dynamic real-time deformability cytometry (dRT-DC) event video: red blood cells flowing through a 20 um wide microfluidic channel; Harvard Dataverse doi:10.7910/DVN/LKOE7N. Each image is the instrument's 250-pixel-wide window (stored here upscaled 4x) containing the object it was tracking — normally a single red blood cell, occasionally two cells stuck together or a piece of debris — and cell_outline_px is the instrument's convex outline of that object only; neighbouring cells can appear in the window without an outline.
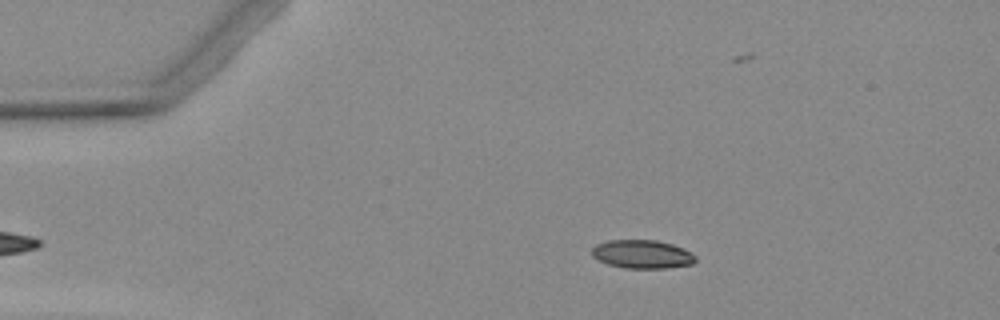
{"species": "Egyptian fruit bat (a non-hibernating species)", "species_latin": "Rousettus aegyptiacus", "temperature_condition": "warm", "stored_images_in_passage": 3, "camera_frame_rate_fps": 3000, "um_per_image_px": 0.085, "animal": {"sex": "female"}, "frame": {"image": 1, "passage_image": 3, "time_ms": 3.333, "image_size_px": [1000, 320], "cell_outline_px": [[696, 260], [692, 264], [668, 268], [624, 268], [608, 264], [592, 256], [592, 248], [596, 244], [608, 240], [656, 240], [672, 244], [696, 256]], "centroid_in_image_um": [54.56, 21.61], "position_along_channel_um": 30.4, "area_um2": 17.05}}